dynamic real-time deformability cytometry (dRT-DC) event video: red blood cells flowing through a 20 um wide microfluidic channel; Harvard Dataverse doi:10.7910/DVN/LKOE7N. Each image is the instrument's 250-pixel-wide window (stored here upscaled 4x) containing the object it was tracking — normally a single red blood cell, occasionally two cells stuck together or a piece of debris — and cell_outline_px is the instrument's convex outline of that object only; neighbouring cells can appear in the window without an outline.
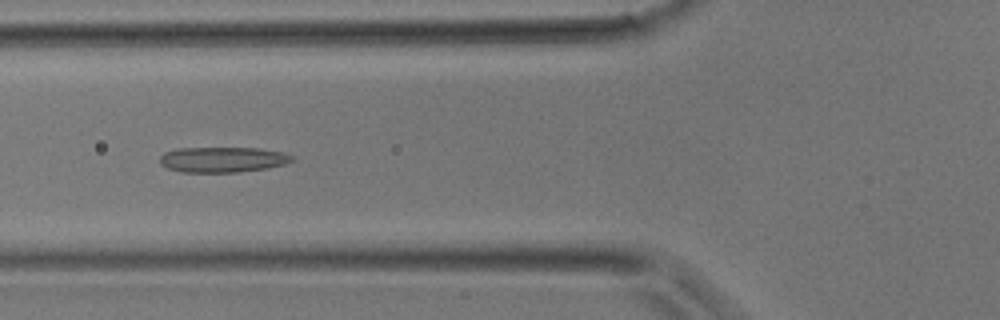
{"species": "common noctule bat (a hibernating species)", "species_latin": "Nyctalus noctula", "temperature_condition": "room temperature", "stored_images_in_passage": 38, "camera_frame_rate_fps": 3000, "um_per_image_px": 0.085, "animal": {"sex": "male", "body_mass_g": 17.9}, "frame": {"image": 1, "passage_image": 13, "time_ms": 4.0, "image_size_px": [1000, 320], "cell_outline_px": [[292, 160], [284, 164], [268, 168], [236, 172], [180, 172], [168, 168], [160, 164], [160, 156], [164, 152], [180, 148], [256, 148], [280, 152], [292, 156]], "centroid_in_image_um": [18.87, 13.57], "position_along_channel_um": 106.9, "area_um2": 19.36}}
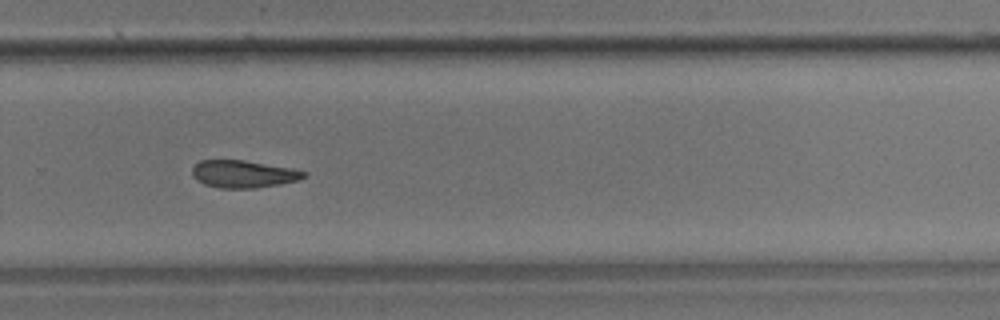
{"frame": {"image": 2, "passage_image": 25, "time_ms": 8.0, "image_size_px": [1000, 320], "cell_outline_px": [[308, 176], [300, 180], [280, 184], [256, 188], [220, 188], [204, 184], [196, 180], [192, 176], [192, 168], [200, 160], [244, 160], [292, 168], [308, 172]], "centroid_in_image_um": [20.72, 14.79], "position_along_channel_um": 309.1, "area_um2": 18.03}}
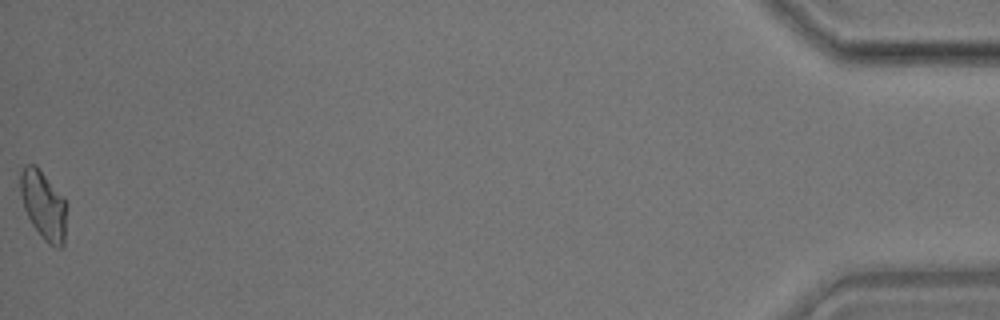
{"frame": {"image": 3, "passage_image": 38, "time_ms": 12.333, "image_size_px": [1000, 320], "cell_outline_px": [[68, 204], [64, 244], [60, 248], [56, 248], [48, 244], [44, 240], [32, 224], [24, 208], [20, 192], [20, 172], [24, 164], [36, 164], [64, 196]], "centroid_in_image_um": [3.73, 17.42], "position_along_channel_um": 431.5, "area_um2": 19.07}}